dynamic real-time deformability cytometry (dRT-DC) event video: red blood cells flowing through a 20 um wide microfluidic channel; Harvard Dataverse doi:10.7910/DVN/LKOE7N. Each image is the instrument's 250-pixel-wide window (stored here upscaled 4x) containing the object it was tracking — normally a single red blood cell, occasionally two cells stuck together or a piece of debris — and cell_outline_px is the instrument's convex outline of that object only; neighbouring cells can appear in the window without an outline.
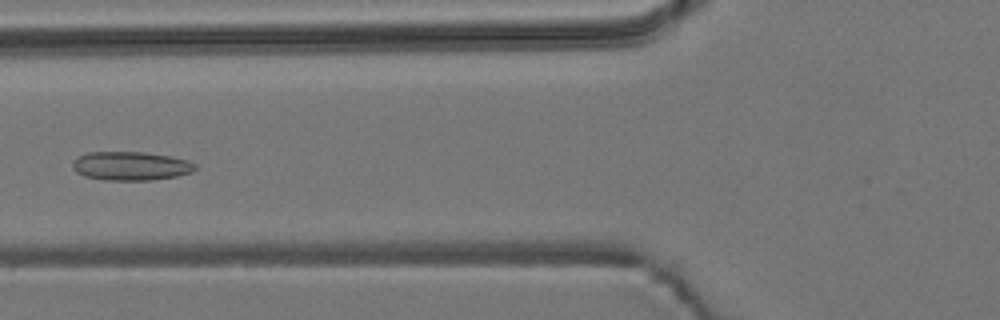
{"species": "common noctule bat (a hibernating species)", "species_latin": "Nyctalus noctula", "temperature_condition": "room temperature", "stored_images_in_passage": 7, "camera_frame_rate_fps": 3000, "um_per_image_px": 0.085, "animal": {"sex": "male", "body_mass_g": 19.2, "forearm_length_mm": 51.8}, "frame": {"image": 1, "passage_image": 6, "time_ms": 6.0, "image_size_px": [1000, 320], "cell_outline_px": [[196, 168], [192, 172], [176, 176], [152, 180], [104, 180], [84, 176], [76, 172], [72, 168], [72, 164], [80, 156], [88, 152], [144, 152], [172, 156], [188, 160], [196, 164]], "centroid_in_image_um": [11.14, 14.11], "position_along_channel_um": 114.7, "area_um2": 20.58}}
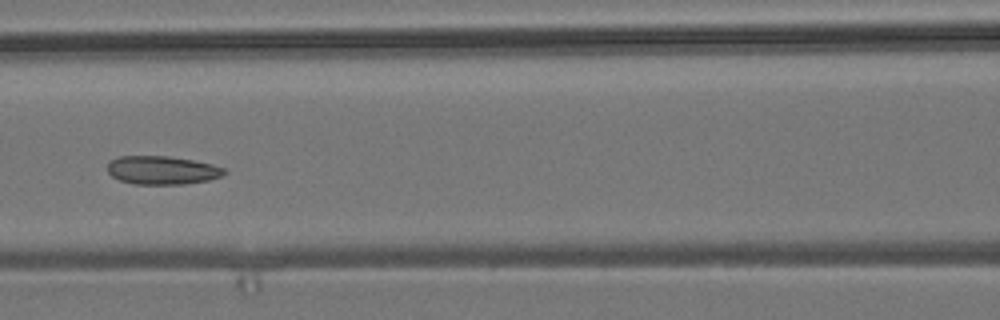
{"frame": {"image": 2, "passage_image": 7, "time_ms": 7.0, "image_size_px": [1000, 320], "cell_outline_px": [[228, 172], [220, 176], [208, 180], [184, 184], [136, 184], [120, 180], [112, 176], [108, 172], [108, 164], [112, 160], [120, 156], [168, 156], [192, 160], [212, 164], [224, 168]], "centroid_in_image_um": [13.79, 14.46], "position_along_channel_um": 152.8, "area_um2": 19.19}}